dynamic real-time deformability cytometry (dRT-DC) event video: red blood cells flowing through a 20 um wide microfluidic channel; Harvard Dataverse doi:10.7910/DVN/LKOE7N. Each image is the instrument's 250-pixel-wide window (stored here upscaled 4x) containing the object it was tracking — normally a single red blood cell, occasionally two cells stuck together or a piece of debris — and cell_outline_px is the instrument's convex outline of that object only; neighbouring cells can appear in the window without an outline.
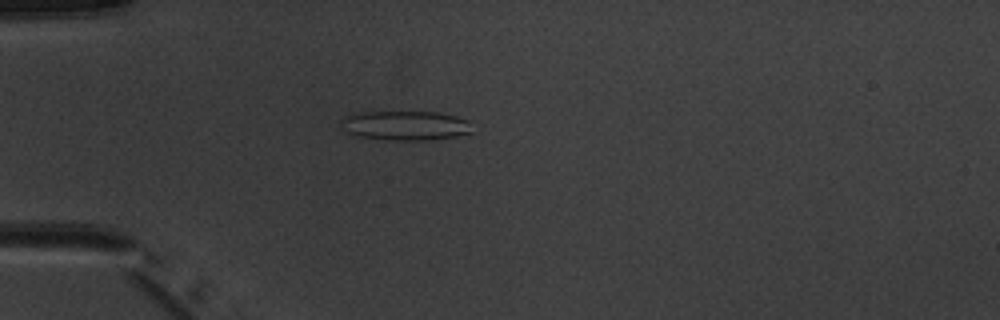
{"species": "common noctule bat (a hibernating species)", "species_latin": "Nyctalus noctula", "temperature_condition": "warm", "stored_images_in_passage": 4, "camera_frame_rate_fps": 3000, "um_per_image_px": 0.085, "animal": {"sex": "male", "body_mass_g": 20.1, "forearm_length_mm": 53.5}, "frame": {"image": 1, "passage_image": 4, "time_ms": 4.333, "image_size_px": [1000, 320], "cell_outline_px": [[472, 132], [456, 136], [428, 140], [388, 140], [360, 136], [348, 132], [340, 128], [340, 120], [344, 116], [352, 112], [436, 112], [456, 116], [468, 120]], "centroid_in_image_um": [34.4, 10.66], "position_along_channel_um": 50.6, "area_um2": 22.6}}